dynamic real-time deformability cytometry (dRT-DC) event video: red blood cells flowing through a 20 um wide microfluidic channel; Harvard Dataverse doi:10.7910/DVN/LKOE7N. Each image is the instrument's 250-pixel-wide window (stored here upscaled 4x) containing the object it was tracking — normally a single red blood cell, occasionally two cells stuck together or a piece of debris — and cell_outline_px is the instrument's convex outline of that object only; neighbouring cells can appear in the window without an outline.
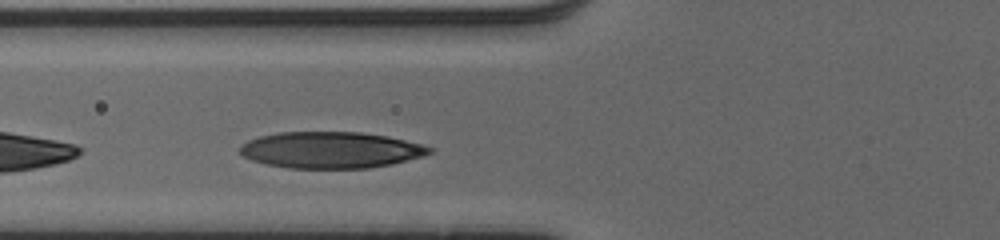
{"species": "human", "species_latin": "Homo sapiens", "temperature_condition": "cold", "stored_images_in_passage": 26, "camera_frame_rate_fps": 3000, "um_per_image_px": 0.085, "donor": {"sex": "male"}, "frame": {"image": 1, "passage_image": 3, "time_ms": 0.667, "image_size_px": [1000, 240], "cell_outline_px": [[432, 152], [420, 156], [392, 164], [368, 168], [288, 168], [268, 164], [252, 160], [244, 156], [240, 152], [240, 144], [248, 140], [260, 136], [280, 132], [360, 132], [388, 136], [420, 144], [432, 148]], "centroid_in_image_um": [28.08, 12.74], "position_along_channel_um": 97.7, "area_um2": 39.94}}
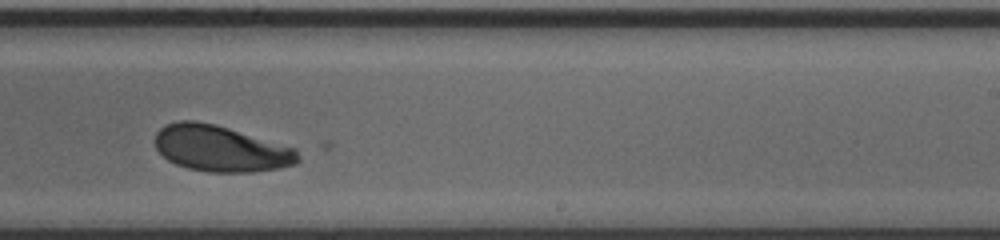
{"frame": {"image": 2, "passage_image": 16, "time_ms": 5.0, "image_size_px": [1000, 240], "cell_outline_px": [[300, 160], [296, 164], [280, 168], [252, 172], [208, 172], [188, 168], [176, 164], [168, 160], [156, 148], [152, 140], [156, 132], [164, 124], [176, 120], [196, 120], [216, 124], [296, 148], [300, 156]], "centroid_in_image_um": [18.74, 12.61], "position_along_channel_um": 270.3, "area_um2": 38.9}}
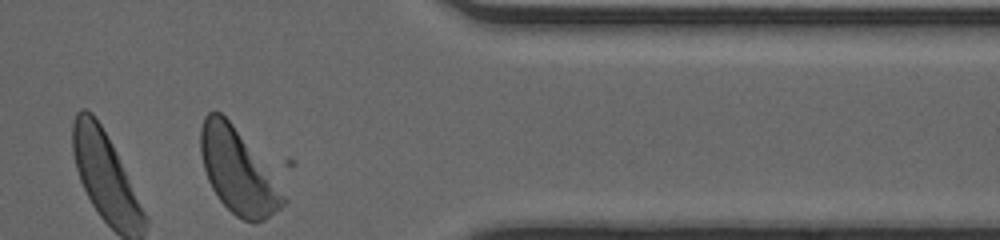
{"frame": {"image": 3, "passage_image": 26, "time_ms": 8.333, "image_size_px": [1000, 240], "cell_outline_px": [[288, 200], [280, 208], [264, 220], [256, 224], [244, 220], [236, 216], [220, 200], [212, 188], [208, 180], [204, 168], [200, 152], [200, 128], [204, 116], [208, 112], [220, 112], [232, 124]], "centroid_in_image_um": [20.15, 14.59], "position_along_channel_um": 391.3, "area_um2": 39.13}, "authors_computed_cell_mechanics": {"area_um2": 39.882, "velocity_mm_per_s": 4.0004, "shape_relaxation_time_tau1_ms": 3.9988, "shape_relaxation_time_tau2_ms": 7.3736, "deformation_change_tau1": 0.1873, "deformation_change_tau2": 0.1289}}